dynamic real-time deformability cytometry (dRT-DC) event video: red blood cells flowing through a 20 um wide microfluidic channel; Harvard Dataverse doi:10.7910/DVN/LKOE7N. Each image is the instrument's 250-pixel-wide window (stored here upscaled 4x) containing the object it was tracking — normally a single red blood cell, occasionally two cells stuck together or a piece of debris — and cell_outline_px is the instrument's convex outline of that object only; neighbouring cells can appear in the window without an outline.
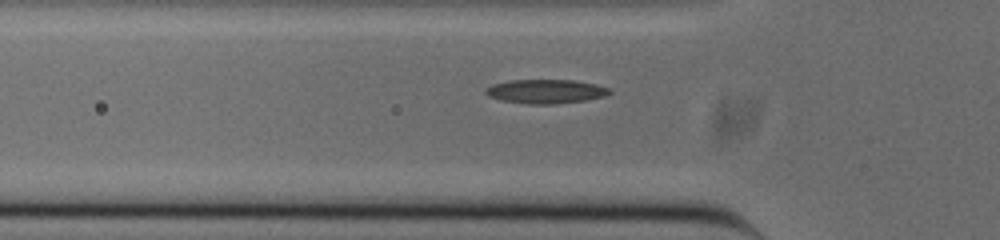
{"species": "common noctule bat (a hibernating species)", "species_latin": "Nyctalus noctula", "temperature_condition": "cold", "stored_images_in_passage": 37, "camera_frame_rate_fps": 3000, "um_per_image_px": 0.085, "animal": {"sex": "male", "body_mass_g": 20.0, "forearm_length_mm": 53.3}, "frame": {"image": 1, "passage_image": 7, "time_ms": 2.0, "image_size_px": [1000, 240], "cell_outline_px": [[612, 92], [604, 96], [584, 100], [556, 104], [528, 104], [500, 100], [488, 96], [484, 92], [492, 84], [512, 80], [572, 80], [596, 84], [608, 88]], "centroid_in_image_um": [46.37, 7.77], "position_along_channel_um": 79.4, "area_um2": 17.22}}
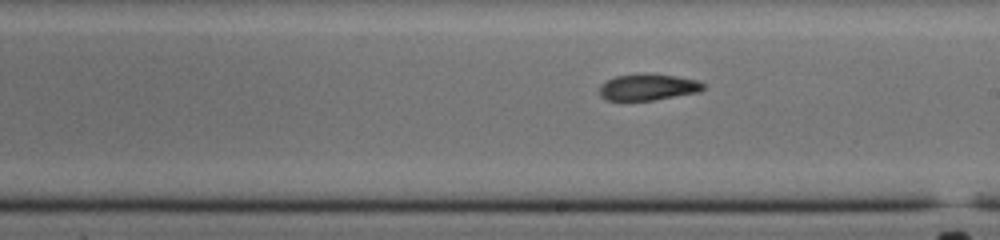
{"frame": {"image": 2, "passage_image": 19, "time_ms": 6.0, "image_size_px": [1000, 240], "cell_outline_px": [[708, 84], [700, 92], [652, 100], [604, 100], [600, 96], [600, 84], [616, 76], [644, 72], [652, 72], [676, 76], [696, 80]], "centroid_in_image_um": [55.1, 7.38], "position_along_channel_um": 233.9, "area_um2": 16.3}}
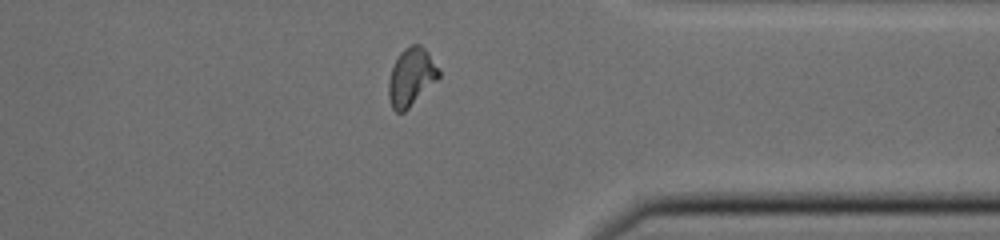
{"frame": {"image": 3, "passage_image": 31, "time_ms": 10.0, "image_size_px": [1000, 240], "cell_outline_px": [[440, 76], [404, 112], [396, 112], [392, 108], [388, 96], [388, 80], [392, 68], [400, 52], [404, 48], [412, 44], [420, 44], [428, 52], [440, 68]], "centroid_in_image_um": [34.95, 6.52], "position_along_channel_um": 376.5, "area_um2": 16.82}, "authors_computed_cell_mechanics": {"area_um2": 16.2996, "velocity_mm_per_s": 3.8612, "shape_relaxation_time_tau1_ms": null, "shape_relaxation_time_tau2_ms": 6.3834, "deformation_change_tau1": null, "deformation_change_tau2": 0.1295}}